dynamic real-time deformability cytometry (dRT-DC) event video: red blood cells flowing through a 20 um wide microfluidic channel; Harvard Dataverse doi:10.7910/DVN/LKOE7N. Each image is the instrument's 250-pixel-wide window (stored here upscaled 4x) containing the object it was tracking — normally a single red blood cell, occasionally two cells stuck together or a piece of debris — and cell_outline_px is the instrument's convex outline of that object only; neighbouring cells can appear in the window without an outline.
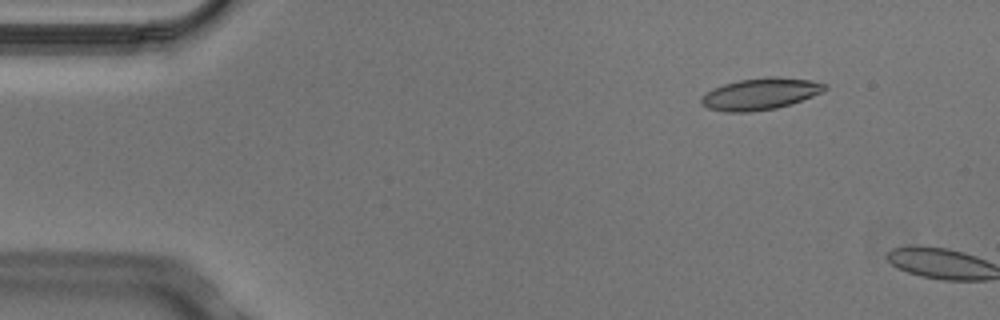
{"species": "Egyptian fruit bat (a non-hibernating species)", "species_latin": "Rousettus aegyptiacus", "temperature_condition": "cold", "stored_images_in_passage": 2, "camera_frame_rate_fps": 3000, "um_per_image_px": 0.085, "animal": {"sex": "male"}, "frame": {"image": 1, "passage_image": 1, "time_ms": 0.0, "image_size_px": [1000, 320], "cell_outline_px": [[828, 88], [812, 96], [792, 104], [776, 108], [748, 112], [724, 112], [708, 108], [700, 104], [700, 96], [712, 88], [724, 84], [740, 80], [768, 76], [776, 76], [812, 80], [828, 84]], "centroid_in_image_um": [64.61, 7.98], "position_along_channel_um": 20.4, "area_um2": 23.0}}